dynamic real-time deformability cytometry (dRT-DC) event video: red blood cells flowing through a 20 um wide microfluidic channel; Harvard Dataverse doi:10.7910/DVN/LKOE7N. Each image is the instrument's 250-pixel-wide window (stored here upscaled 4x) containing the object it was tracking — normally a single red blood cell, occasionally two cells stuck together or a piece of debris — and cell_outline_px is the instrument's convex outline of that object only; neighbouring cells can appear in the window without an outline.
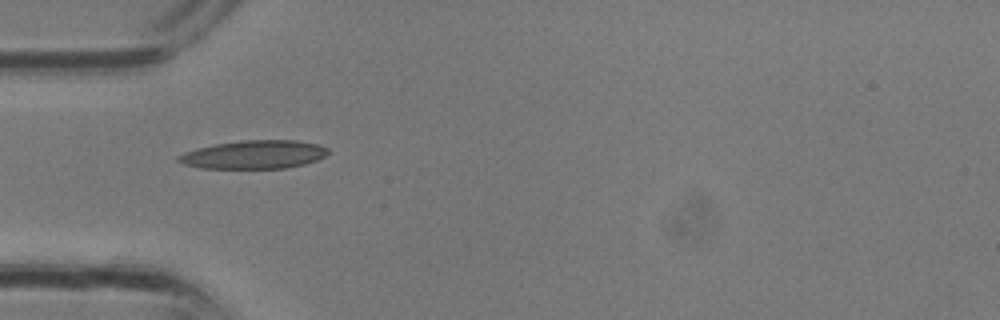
{"species": "common noctule bat (a hibernating species)", "species_latin": "Nyctalus noctula", "temperature_condition": "room temperature", "stored_images_in_passage": 23, "camera_frame_rate_fps": 3000, "um_per_image_px": 0.085, "animal": {"sex": "male", "body_mass_g": 13.3}, "frame": {"image": 1, "passage_image": 1, "time_ms": 0.0, "image_size_px": [1000, 320], "cell_outline_px": [[332, 152], [316, 160], [304, 164], [284, 168], [200, 168], [184, 164], [176, 160], [176, 156], [184, 152], [196, 148], [216, 144], [244, 140], [296, 140], [316, 144], [328, 148]], "centroid_in_image_um": [21.58, 13.13], "position_along_channel_um": 63.4, "area_um2": 24.74}}
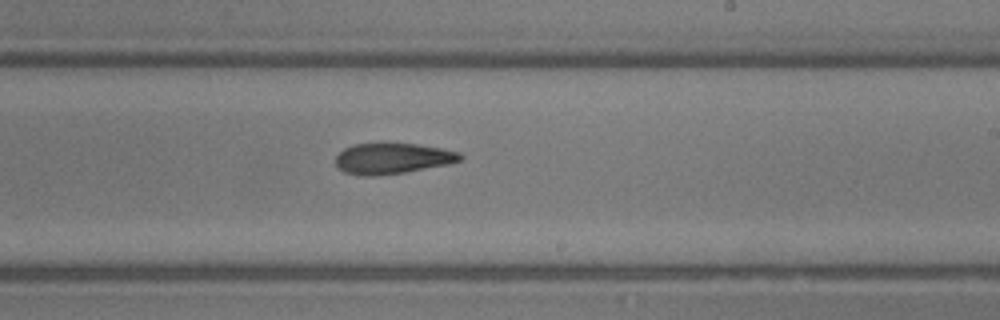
{"frame": {"image": 2, "passage_image": 10, "time_ms": 3.0, "image_size_px": [1000, 320], "cell_outline_px": [[464, 156], [460, 160], [448, 164], [404, 172], [372, 176], [360, 176], [344, 172], [336, 168], [336, 156], [344, 148], [352, 144], [416, 144], [440, 148], [460, 152]], "centroid_in_image_um": [33.32, 13.48], "position_along_channel_um": 255.7, "area_um2": 22.2}}
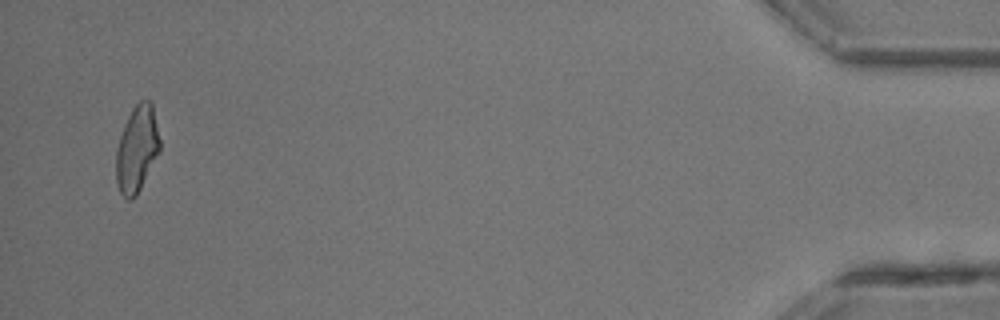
{"frame": {"image": 3, "passage_image": 22, "time_ms": 7.0, "image_size_px": [1000, 320], "cell_outline_px": [[160, 152], [136, 196], [132, 200], [128, 200], [120, 192], [116, 184], [116, 148], [120, 136], [128, 116], [132, 108], [140, 100], [148, 100], [152, 104], [160, 140]], "centroid_in_image_um": [11.63, 12.69], "position_along_channel_um": 423.6, "area_um2": 22.02}}